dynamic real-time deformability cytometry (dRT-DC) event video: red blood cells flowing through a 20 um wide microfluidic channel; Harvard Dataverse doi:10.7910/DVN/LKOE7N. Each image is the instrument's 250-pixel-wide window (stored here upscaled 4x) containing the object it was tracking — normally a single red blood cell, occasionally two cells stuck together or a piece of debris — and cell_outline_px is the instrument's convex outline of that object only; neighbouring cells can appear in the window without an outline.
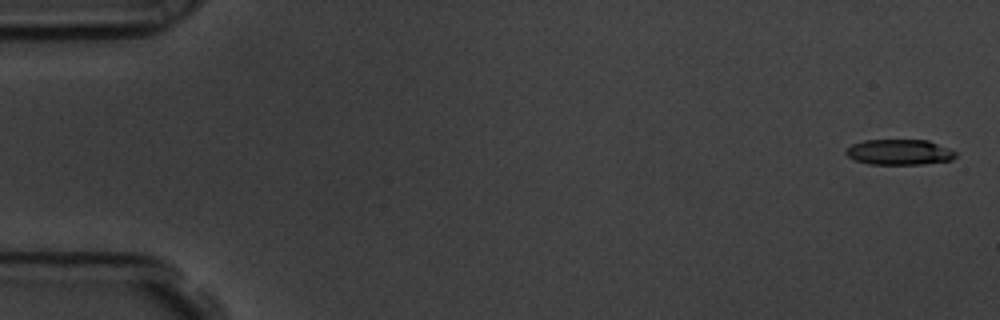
{"species": "common noctule bat (a hibernating species)", "species_latin": "Nyctalus noctula", "temperature_condition": "room temperature", "stored_images_in_passage": 10, "camera_frame_rate_fps": 3000, "um_per_image_px": 0.085, "animal": {"sex": "male", "body_mass_g": 19.5, "forearm_length_mm": 54.6}, "frame": {"image": 1, "passage_image": 1, "time_ms": 0.0, "image_size_px": [1000, 320], "cell_outline_px": [[956, 156], [952, 160], [920, 164], [868, 164], [856, 160], [848, 156], [844, 152], [852, 144], [864, 140], [928, 140], [948, 148], [956, 152]], "centroid_in_image_um": [76.44, 12.93], "position_along_channel_um": 8.6, "area_um2": 16.18}}